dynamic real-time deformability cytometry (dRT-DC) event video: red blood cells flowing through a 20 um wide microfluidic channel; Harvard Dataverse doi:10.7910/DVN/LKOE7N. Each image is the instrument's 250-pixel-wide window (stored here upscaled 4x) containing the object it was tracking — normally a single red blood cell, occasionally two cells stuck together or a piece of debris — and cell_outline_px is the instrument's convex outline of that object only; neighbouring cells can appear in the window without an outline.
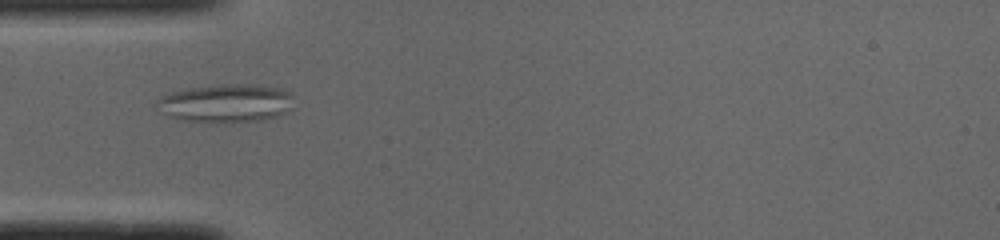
{"species": "common noctule bat (a hibernating species)", "species_latin": "Nyctalus noctula", "temperature_condition": "cold", "stored_images_in_passage": 39, "camera_frame_rate_fps": 3000, "um_per_image_px": 0.085, "animal": {"sex": "male", "body_mass_g": 19.0, "forearm_length_mm": 50.8}, "frame": {"image": 1, "passage_image": 3, "time_ms": 0.667, "image_size_px": [1000, 240], "cell_outline_px": [[292, 108], [276, 116], [260, 120], [224, 124], [216, 124], [176, 120], [168, 116], [156, 104], [156, 100], [160, 96], [172, 92], [192, 88], [232, 84], [252, 84], [280, 88], [288, 92], [292, 96]], "centroid_in_image_um": [19.19, 8.81], "position_along_channel_um": 65.8, "area_um2": 30.81}}
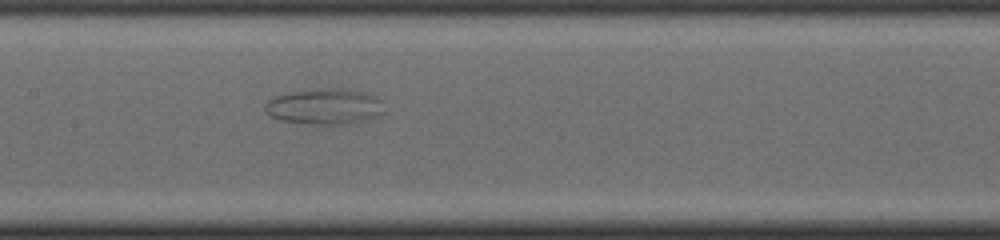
{"frame": {"image": 2, "passage_image": 12, "time_ms": 3.667, "image_size_px": [1000, 240], "cell_outline_px": [[384, 112], [376, 116], [364, 120], [348, 124], [308, 124], [280, 120], [264, 112], [264, 104], [268, 100], [276, 96], [292, 92], [336, 88], [348, 88], [364, 92], [376, 96], [380, 100]], "centroid_in_image_um": [27.59, 9.06], "position_along_channel_um": 179.8, "area_um2": 24.68}}
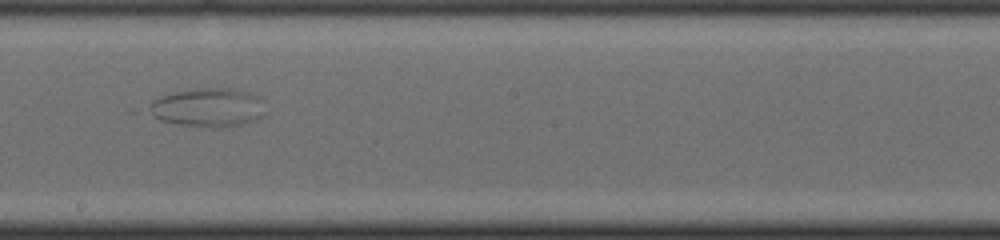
{"frame": {"image": 3, "passage_image": 16, "time_ms": 5.0, "image_size_px": [1000, 240], "cell_outline_px": [[264, 116], [256, 120], [244, 124], [220, 128], [216, 128], [180, 124], [160, 120], [144, 112], [144, 108], [152, 100], [160, 96], [176, 92], [204, 88], [232, 88], [252, 92], [260, 96]], "centroid_in_image_um": [17.64, 9.14], "position_along_channel_um": 230.6, "area_um2": 26.7}}